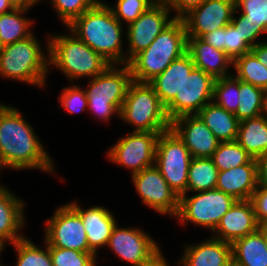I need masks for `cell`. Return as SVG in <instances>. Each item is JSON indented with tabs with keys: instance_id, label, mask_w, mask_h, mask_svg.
Masks as SVG:
<instances>
[{
	"instance_id": "1",
	"label": "cell",
	"mask_w": 267,
	"mask_h": 266,
	"mask_svg": "<svg viewBox=\"0 0 267 266\" xmlns=\"http://www.w3.org/2000/svg\"><path fill=\"white\" fill-rule=\"evenodd\" d=\"M18 109L0 104V154L11 169L53 172L50 155Z\"/></svg>"
},
{
	"instance_id": "2",
	"label": "cell",
	"mask_w": 267,
	"mask_h": 266,
	"mask_svg": "<svg viewBox=\"0 0 267 266\" xmlns=\"http://www.w3.org/2000/svg\"><path fill=\"white\" fill-rule=\"evenodd\" d=\"M67 28L111 65L126 64V55L121 46L122 23L106 3L100 0Z\"/></svg>"
},
{
	"instance_id": "3",
	"label": "cell",
	"mask_w": 267,
	"mask_h": 266,
	"mask_svg": "<svg viewBox=\"0 0 267 266\" xmlns=\"http://www.w3.org/2000/svg\"><path fill=\"white\" fill-rule=\"evenodd\" d=\"M187 52V33L182 19L166 27L147 49L135 55L128 66L132 81L149 83L174 60Z\"/></svg>"
},
{
	"instance_id": "4",
	"label": "cell",
	"mask_w": 267,
	"mask_h": 266,
	"mask_svg": "<svg viewBox=\"0 0 267 266\" xmlns=\"http://www.w3.org/2000/svg\"><path fill=\"white\" fill-rule=\"evenodd\" d=\"M70 35L50 36L47 46L49 65L58 68L68 79L94 78L111 64L70 30Z\"/></svg>"
},
{
	"instance_id": "5",
	"label": "cell",
	"mask_w": 267,
	"mask_h": 266,
	"mask_svg": "<svg viewBox=\"0 0 267 266\" xmlns=\"http://www.w3.org/2000/svg\"><path fill=\"white\" fill-rule=\"evenodd\" d=\"M36 36L19 40L0 49V74L2 77L41 87L49 72V57L45 56Z\"/></svg>"
},
{
	"instance_id": "6",
	"label": "cell",
	"mask_w": 267,
	"mask_h": 266,
	"mask_svg": "<svg viewBox=\"0 0 267 266\" xmlns=\"http://www.w3.org/2000/svg\"><path fill=\"white\" fill-rule=\"evenodd\" d=\"M119 117L135 126L133 131L165 132L171 129L165 107L149 83L132 81L129 84Z\"/></svg>"
},
{
	"instance_id": "7",
	"label": "cell",
	"mask_w": 267,
	"mask_h": 266,
	"mask_svg": "<svg viewBox=\"0 0 267 266\" xmlns=\"http://www.w3.org/2000/svg\"><path fill=\"white\" fill-rule=\"evenodd\" d=\"M110 65L104 72L90 79L86 90L88 108L101 120H109L112 114L119 115L126 97L129 84L132 82L130 68L127 64L119 68Z\"/></svg>"
},
{
	"instance_id": "8",
	"label": "cell",
	"mask_w": 267,
	"mask_h": 266,
	"mask_svg": "<svg viewBox=\"0 0 267 266\" xmlns=\"http://www.w3.org/2000/svg\"><path fill=\"white\" fill-rule=\"evenodd\" d=\"M192 158L184 142L172 129L159 134L155 166L178 197L187 193L188 170Z\"/></svg>"
},
{
	"instance_id": "9",
	"label": "cell",
	"mask_w": 267,
	"mask_h": 266,
	"mask_svg": "<svg viewBox=\"0 0 267 266\" xmlns=\"http://www.w3.org/2000/svg\"><path fill=\"white\" fill-rule=\"evenodd\" d=\"M196 193L191 197H187V194L179 197V209L175 217L183 225L189 221L214 231L236 200L216 188Z\"/></svg>"
},
{
	"instance_id": "10",
	"label": "cell",
	"mask_w": 267,
	"mask_h": 266,
	"mask_svg": "<svg viewBox=\"0 0 267 266\" xmlns=\"http://www.w3.org/2000/svg\"><path fill=\"white\" fill-rule=\"evenodd\" d=\"M45 223L44 242L48 246L94 253L88 246L82 219L69 203L59 207Z\"/></svg>"
},
{
	"instance_id": "11",
	"label": "cell",
	"mask_w": 267,
	"mask_h": 266,
	"mask_svg": "<svg viewBox=\"0 0 267 266\" xmlns=\"http://www.w3.org/2000/svg\"><path fill=\"white\" fill-rule=\"evenodd\" d=\"M162 132L132 131L119 139L107 153L115 164L131 169L132 175L155 165L156 143Z\"/></svg>"
},
{
	"instance_id": "12",
	"label": "cell",
	"mask_w": 267,
	"mask_h": 266,
	"mask_svg": "<svg viewBox=\"0 0 267 266\" xmlns=\"http://www.w3.org/2000/svg\"><path fill=\"white\" fill-rule=\"evenodd\" d=\"M215 79L198 68H194L183 81L179 94L165 108L167 117L173 121L183 115L197 114L213 101Z\"/></svg>"
},
{
	"instance_id": "13",
	"label": "cell",
	"mask_w": 267,
	"mask_h": 266,
	"mask_svg": "<svg viewBox=\"0 0 267 266\" xmlns=\"http://www.w3.org/2000/svg\"><path fill=\"white\" fill-rule=\"evenodd\" d=\"M107 246L118 257L132 266H146L162 253L158 244L138 228H118L112 230Z\"/></svg>"
},
{
	"instance_id": "14",
	"label": "cell",
	"mask_w": 267,
	"mask_h": 266,
	"mask_svg": "<svg viewBox=\"0 0 267 266\" xmlns=\"http://www.w3.org/2000/svg\"><path fill=\"white\" fill-rule=\"evenodd\" d=\"M132 180L144 205L163 215L168 214L173 217L177 215L179 197L155 165L132 175Z\"/></svg>"
},
{
	"instance_id": "15",
	"label": "cell",
	"mask_w": 267,
	"mask_h": 266,
	"mask_svg": "<svg viewBox=\"0 0 267 266\" xmlns=\"http://www.w3.org/2000/svg\"><path fill=\"white\" fill-rule=\"evenodd\" d=\"M169 13L168 6L152 4L140 17L127 25L129 48L126 53V64L135 55L147 49L155 38L175 20L174 16L168 18Z\"/></svg>"
},
{
	"instance_id": "16",
	"label": "cell",
	"mask_w": 267,
	"mask_h": 266,
	"mask_svg": "<svg viewBox=\"0 0 267 266\" xmlns=\"http://www.w3.org/2000/svg\"><path fill=\"white\" fill-rule=\"evenodd\" d=\"M236 9L233 0H206L181 19L187 37L201 38L206 33L226 27L231 23Z\"/></svg>"
},
{
	"instance_id": "17",
	"label": "cell",
	"mask_w": 267,
	"mask_h": 266,
	"mask_svg": "<svg viewBox=\"0 0 267 266\" xmlns=\"http://www.w3.org/2000/svg\"><path fill=\"white\" fill-rule=\"evenodd\" d=\"M171 129L193 158L212 157L220 142L197 114L177 117L171 121Z\"/></svg>"
},
{
	"instance_id": "18",
	"label": "cell",
	"mask_w": 267,
	"mask_h": 266,
	"mask_svg": "<svg viewBox=\"0 0 267 266\" xmlns=\"http://www.w3.org/2000/svg\"><path fill=\"white\" fill-rule=\"evenodd\" d=\"M258 228L251 200H236L213 231V238L232 244Z\"/></svg>"
},
{
	"instance_id": "19",
	"label": "cell",
	"mask_w": 267,
	"mask_h": 266,
	"mask_svg": "<svg viewBox=\"0 0 267 266\" xmlns=\"http://www.w3.org/2000/svg\"><path fill=\"white\" fill-rule=\"evenodd\" d=\"M80 215L89 248L96 254L98 247L107 246L116 219L111 211L102 206H94L83 210L78 202L69 203Z\"/></svg>"
},
{
	"instance_id": "20",
	"label": "cell",
	"mask_w": 267,
	"mask_h": 266,
	"mask_svg": "<svg viewBox=\"0 0 267 266\" xmlns=\"http://www.w3.org/2000/svg\"><path fill=\"white\" fill-rule=\"evenodd\" d=\"M257 186V163L254 158L248 164L218 172L216 189L235 200L251 199Z\"/></svg>"
},
{
	"instance_id": "21",
	"label": "cell",
	"mask_w": 267,
	"mask_h": 266,
	"mask_svg": "<svg viewBox=\"0 0 267 266\" xmlns=\"http://www.w3.org/2000/svg\"><path fill=\"white\" fill-rule=\"evenodd\" d=\"M194 68L192 58L186 52L149 82L165 108L174 100L176 94H179L184 79Z\"/></svg>"
},
{
	"instance_id": "22",
	"label": "cell",
	"mask_w": 267,
	"mask_h": 266,
	"mask_svg": "<svg viewBox=\"0 0 267 266\" xmlns=\"http://www.w3.org/2000/svg\"><path fill=\"white\" fill-rule=\"evenodd\" d=\"M187 53L191 56L195 68L201 69L214 79L229 76L227 69L233 61L227 54L206 43L198 37H187Z\"/></svg>"
},
{
	"instance_id": "23",
	"label": "cell",
	"mask_w": 267,
	"mask_h": 266,
	"mask_svg": "<svg viewBox=\"0 0 267 266\" xmlns=\"http://www.w3.org/2000/svg\"><path fill=\"white\" fill-rule=\"evenodd\" d=\"M185 248L179 261L182 266H227L232 259L231 244L213 237Z\"/></svg>"
},
{
	"instance_id": "24",
	"label": "cell",
	"mask_w": 267,
	"mask_h": 266,
	"mask_svg": "<svg viewBox=\"0 0 267 266\" xmlns=\"http://www.w3.org/2000/svg\"><path fill=\"white\" fill-rule=\"evenodd\" d=\"M24 203L3 186L0 187V247L24 238L18 231L24 226ZM6 241V242H5Z\"/></svg>"
},
{
	"instance_id": "25",
	"label": "cell",
	"mask_w": 267,
	"mask_h": 266,
	"mask_svg": "<svg viewBox=\"0 0 267 266\" xmlns=\"http://www.w3.org/2000/svg\"><path fill=\"white\" fill-rule=\"evenodd\" d=\"M197 115L220 142L237 140L240 121L235 114L211 101Z\"/></svg>"
},
{
	"instance_id": "26",
	"label": "cell",
	"mask_w": 267,
	"mask_h": 266,
	"mask_svg": "<svg viewBox=\"0 0 267 266\" xmlns=\"http://www.w3.org/2000/svg\"><path fill=\"white\" fill-rule=\"evenodd\" d=\"M231 248L232 259L238 263L244 266H267V246L260 228L234 241Z\"/></svg>"
},
{
	"instance_id": "27",
	"label": "cell",
	"mask_w": 267,
	"mask_h": 266,
	"mask_svg": "<svg viewBox=\"0 0 267 266\" xmlns=\"http://www.w3.org/2000/svg\"><path fill=\"white\" fill-rule=\"evenodd\" d=\"M236 141L256 159L267 150V120L260 115L240 121Z\"/></svg>"
},
{
	"instance_id": "28",
	"label": "cell",
	"mask_w": 267,
	"mask_h": 266,
	"mask_svg": "<svg viewBox=\"0 0 267 266\" xmlns=\"http://www.w3.org/2000/svg\"><path fill=\"white\" fill-rule=\"evenodd\" d=\"M218 172L211 157L192 158L188 170L187 193L216 188Z\"/></svg>"
},
{
	"instance_id": "29",
	"label": "cell",
	"mask_w": 267,
	"mask_h": 266,
	"mask_svg": "<svg viewBox=\"0 0 267 266\" xmlns=\"http://www.w3.org/2000/svg\"><path fill=\"white\" fill-rule=\"evenodd\" d=\"M24 9H13L12 11L0 15V45L1 47L10 45L19 40H23L33 34L29 28L30 19L22 17Z\"/></svg>"
},
{
	"instance_id": "30",
	"label": "cell",
	"mask_w": 267,
	"mask_h": 266,
	"mask_svg": "<svg viewBox=\"0 0 267 266\" xmlns=\"http://www.w3.org/2000/svg\"><path fill=\"white\" fill-rule=\"evenodd\" d=\"M265 90L239 80V105L235 116L239 121L261 115Z\"/></svg>"
},
{
	"instance_id": "31",
	"label": "cell",
	"mask_w": 267,
	"mask_h": 266,
	"mask_svg": "<svg viewBox=\"0 0 267 266\" xmlns=\"http://www.w3.org/2000/svg\"><path fill=\"white\" fill-rule=\"evenodd\" d=\"M233 68L239 80L267 90V67L251 51L238 57L233 62Z\"/></svg>"
},
{
	"instance_id": "32",
	"label": "cell",
	"mask_w": 267,
	"mask_h": 266,
	"mask_svg": "<svg viewBox=\"0 0 267 266\" xmlns=\"http://www.w3.org/2000/svg\"><path fill=\"white\" fill-rule=\"evenodd\" d=\"M211 158L219 171L248 164L253 159L236 140L219 142Z\"/></svg>"
},
{
	"instance_id": "33",
	"label": "cell",
	"mask_w": 267,
	"mask_h": 266,
	"mask_svg": "<svg viewBox=\"0 0 267 266\" xmlns=\"http://www.w3.org/2000/svg\"><path fill=\"white\" fill-rule=\"evenodd\" d=\"M45 244V249H41L27 237L13 243L18 253L16 266H53L49 247Z\"/></svg>"
},
{
	"instance_id": "34",
	"label": "cell",
	"mask_w": 267,
	"mask_h": 266,
	"mask_svg": "<svg viewBox=\"0 0 267 266\" xmlns=\"http://www.w3.org/2000/svg\"><path fill=\"white\" fill-rule=\"evenodd\" d=\"M239 79L236 76H226L215 79L213 100L228 112L236 113L239 105Z\"/></svg>"
},
{
	"instance_id": "35",
	"label": "cell",
	"mask_w": 267,
	"mask_h": 266,
	"mask_svg": "<svg viewBox=\"0 0 267 266\" xmlns=\"http://www.w3.org/2000/svg\"><path fill=\"white\" fill-rule=\"evenodd\" d=\"M53 266H96V254L48 246Z\"/></svg>"
},
{
	"instance_id": "36",
	"label": "cell",
	"mask_w": 267,
	"mask_h": 266,
	"mask_svg": "<svg viewBox=\"0 0 267 266\" xmlns=\"http://www.w3.org/2000/svg\"><path fill=\"white\" fill-rule=\"evenodd\" d=\"M100 0H50L66 26L94 7Z\"/></svg>"
},
{
	"instance_id": "37",
	"label": "cell",
	"mask_w": 267,
	"mask_h": 266,
	"mask_svg": "<svg viewBox=\"0 0 267 266\" xmlns=\"http://www.w3.org/2000/svg\"><path fill=\"white\" fill-rule=\"evenodd\" d=\"M116 2V8L108 6L120 23L124 20L128 24L135 21L152 5L149 0H117Z\"/></svg>"
},
{
	"instance_id": "38",
	"label": "cell",
	"mask_w": 267,
	"mask_h": 266,
	"mask_svg": "<svg viewBox=\"0 0 267 266\" xmlns=\"http://www.w3.org/2000/svg\"><path fill=\"white\" fill-rule=\"evenodd\" d=\"M251 47L242 39L238 29L229 23L224 27L223 52L234 62L238 57L251 51Z\"/></svg>"
},
{
	"instance_id": "39",
	"label": "cell",
	"mask_w": 267,
	"mask_h": 266,
	"mask_svg": "<svg viewBox=\"0 0 267 266\" xmlns=\"http://www.w3.org/2000/svg\"><path fill=\"white\" fill-rule=\"evenodd\" d=\"M72 87L63 88L61 96L58 98L60 106L67 110L69 114L84 112L88 108V98L86 90L73 84Z\"/></svg>"
},
{
	"instance_id": "40",
	"label": "cell",
	"mask_w": 267,
	"mask_h": 266,
	"mask_svg": "<svg viewBox=\"0 0 267 266\" xmlns=\"http://www.w3.org/2000/svg\"><path fill=\"white\" fill-rule=\"evenodd\" d=\"M236 9H241V14L248 22L263 25L267 31V0H242Z\"/></svg>"
},
{
	"instance_id": "41",
	"label": "cell",
	"mask_w": 267,
	"mask_h": 266,
	"mask_svg": "<svg viewBox=\"0 0 267 266\" xmlns=\"http://www.w3.org/2000/svg\"><path fill=\"white\" fill-rule=\"evenodd\" d=\"M237 9H235L231 24L238 29L239 34L241 35L242 39L252 48L256 46L259 42H255V40L263 33H267L264 29L263 25H255L251 24L250 22L245 19L242 14H239L238 18H234Z\"/></svg>"
},
{
	"instance_id": "42",
	"label": "cell",
	"mask_w": 267,
	"mask_h": 266,
	"mask_svg": "<svg viewBox=\"0 0 267 266\" xmlns=\"http://www.w3.org/2000/svg\"><path fill=\"white\" fill-rule=\"evenodd\" d=\"M250 200L259 226H267V188L258 185Z\"/></svg>"
},
{
	"instance_id": "43",
	"label": "cell",
	"mask_w": 267,
	"mask_h": 266,
	"mask_svg": "<svg viewBox=\"0 0 267 266\" xmlns=\"http://www.w3.org/2000/svg\"><path fill=\"white\" fill-rule=\"evenodd\" d=\"M206 0H174L168 8L176 11L175 18L181 19L193 8L200 6Z\"/></svg>"
},
{
	"instance_id": "44",
	"label": "cell",
	"mask_w": 267,
	"mask_h": 266,
	"mask_svg": "<svg viewBox=\"0 0 267 266\" xmlns=\"http://www.w3.org/2000/svg\"><path fill=\"white\" fill-rule=\"evenodd\" d=\"M255 160L257 163V184L267 188V150Z\"/></svg>"
},
{
	"instance_id": "45",
	"label": "cell",
	"mask_w": 267,
	"mask_h": 266,
	"mask_svg": "<svg viewBox=\"0 0 267 266\" xmlns=\"http://www.w3.org/2000/svg\"><path fill=\"white\" fill-rule=\"evenodd\" d=\"M201 39L214 48L223 51L224 27L206 33L201 37Z\"/></svg>"
},
{
	"instance_id": "46",
	"label": "cell",
	"mask_w": 267,
	"mask_h": 266,
	"mask_svg": "<svg viewBox=\"0 0 267 266\" xmlns=\"http://www.w3.org/2000/svg\"><path fill=\"white\" fill-rule=\"evenodd\" d=\"M251 52L257 57L261 64L267 67V41H260L256 46L252 47Z\"/></svg>"
},
{
	"instance_id": "47",
	"label": "cell",
	"mask_w": 267,
	"mask_h": 266,
	"mask_svg": "<svg viewBox=\"0 0 267 266\" xmlns=\"http://www.w3.org/2000/svg\"><path fill=\"white\" fill-rule=\"evenodd\" d=\"M14 9L29 10L30 7L39 2V0H8Z\"/></svg>"
},
{
	"instance_id": "48",
	"label": "cell",
	"mask_w": 267,
	"mask_h": 266,
	"mask_svg": "<svg viewBox=\"0 0 267 266\" xmlns=\"http://www.w3.org/2000/svg\"><path fill=\"white\" fill-rule=\"evenodd\" d=\"M146 266H168V263L161 253L150 264Z\"/></svg>"
},
{
	"instance_id": "49",
	"label": "cell",
	"mask_w": 267,
	"mask_h": 266,
	"mask_svg": "<svg viewBox=\"0 0 267 266\" xmlns=\"http://www.w3.org/2000/svg\"><path fill=\"white\" fill-rule=\"evenodd\" d=\"M14 8L8 2V0H0V15L12 11Z\"/></svg>"
},
{
	"instance_id": "50",
	"label": "cell",
	"mask_w": 267,
	"mask_h": 266,
	"mask_svg": "<svg viewBox=\"0 0 267 266\" xmlns=\"http://www.w3.org/2000/svg\"><path fill=\"white\" fill-rule=\"evenodd\" d=\"M261 115L267 120V90L265 91L264 98H263V107Z\"/></svg>"
},
{
	"instance_id": "51",
	"label": "cell",
	"mask_w": 267,
	"mask_h": 266,
	"mask_svg": "<svg viewBox=\"0 0 267 266\" xmlns=\"http://www.w3.org/2000/svg\"><path fill=\"white\" fill-rule=\"evenodd\" d=\"M174 0H153V4L169 6Z\"/></svg>"
},
{
	"instance_id": "52",
	"label": "cell",
	"mask_w": 267,
	"mask_h": 266,
	"mask_svg": "<svg viewBox=\"0 0 267 266\" xmlns=\"http://www.w3.org/2000/svg\"><path fill=\"white\" fill-rule=\"evenodd\" d=\"M259 228L263 231L264 239H265L266 246H267V226H259Z\"/></svg>"
},
{
	"instance_id": "53",
	"label": "cell",
	"mask_w": 267,
	"mask_h": 266,
	"mask_svg": "<svg viewBox=\"0 0 267 266\" xmlns=\"http://www.w3.org/2000/svg\"><path fill=\"white\" fill-rule=\"evenodd\" d=\"M227 266H244V265L238 263V262L235 261L234 259H231V260L229 261V263H228Z\"/></svg>"
},
{
	"instance_id": "54",
	"label": "cell",
	"mask_w": 267,
	"mask_h": 266,
	"mask_svg": "<svg viewBox=\"0 0 267 266\" xmlns=\"http://www.w3.org/2000/svg\"><path fill=\"white\" fill-rule=\"evenodd\" d=\"M2 167H6L7 168L5 162H4V160H3V158H2V156L0 154V171H1ZM0 187H2V186L0 185Z\"/></svg>"
},
{
	"instance_id": "55",
	"label": "cell",
	"mask_w": 267,
	"mask_h": 266,
	"mask_svg": "<svg viewBox=\"0 0 267 266\" xmlns=\"http://www.w3.org/2000/svg\"><path fill=\"white\" fill-rule=\"evenodd\" d=\"M242 0H233V2L235 3V6H237Z\"/></svg>"
}]
</instances>
